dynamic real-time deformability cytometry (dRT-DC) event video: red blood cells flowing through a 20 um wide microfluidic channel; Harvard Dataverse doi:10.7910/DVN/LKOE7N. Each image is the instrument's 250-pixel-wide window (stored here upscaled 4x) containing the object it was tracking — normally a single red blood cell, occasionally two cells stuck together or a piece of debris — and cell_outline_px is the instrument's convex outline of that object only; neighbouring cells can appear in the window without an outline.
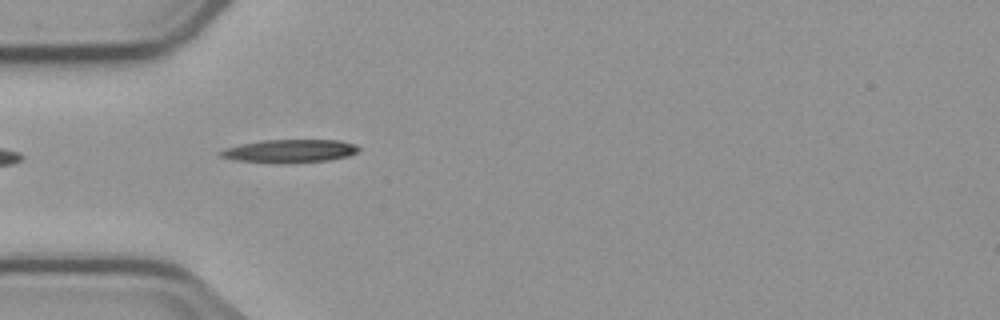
{"species": "common noctule bat (a hibernating species)", "species_latin": "Nyctalus noctula", "temperature_condition": "cold", "stored_images_in_passage": 5, "camera_frame_rate_fps": 3000, "um_per_image_px": 0.085, "animal": {"sex": "male", "body_mass_g": 23.1, "forearm_length_mm": 52.7}, "frame": {"image": 1, "passage_image": 2, "time_ms": 2.0, "image_size_px": [1000, 320], "cell_outline_px": [[360, 148], [356, 152], [348, 156], [328, 160], [288, 164], [284, 164], [236, 160], [220, 156], [220, 152], [224, 148], [264, 140], [340, 140], [356, 144]], "centroid_in_image_um": [24.67, 12.84], "position_along_channel_um": 60.3, "area_um2": 18.61}}
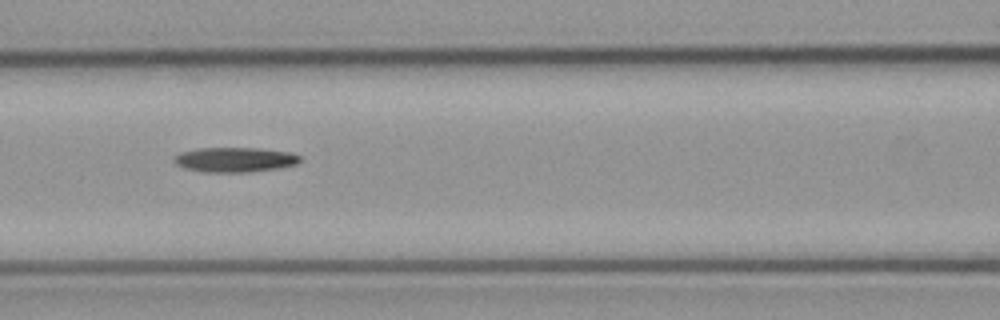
{"frame": {"image": 2, "passage_image": 4, "time_ms": 4.333, "image_size_px": [1000, 320], "cell_outline_px": [[300, 160], [296, 164], [280, 168], [248, 172], [204, 172], [184, 168], [176, 164], [172, 160], [180, 152], [200, 148], [260, 148], [292, 152], [300, 156]], "centroid_in_image_um": [19.97, 13.57], "position_along_channel_um": 146.6, "area_um2": 18.26}}
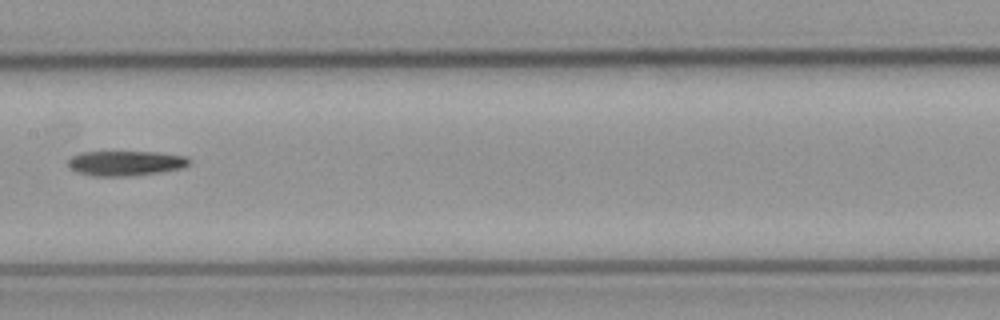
{"frame": {"image": 3, "passage_image": 5, "time_ms": 5.667, "image_size_px": [1000, 320], "cell_outline_px": [[188, 164], [180, 168], [160, 172], [132, 176], [92, 176], [76, 172], [68, 164], [68, 160], [72, 156], [84, 152], [156, 152], [184, 156], [188, 160]], "centroid_in_image_um": [10.63, 13.88], "position_along_channel_um": 196.8, "area_um2": 17.34}}